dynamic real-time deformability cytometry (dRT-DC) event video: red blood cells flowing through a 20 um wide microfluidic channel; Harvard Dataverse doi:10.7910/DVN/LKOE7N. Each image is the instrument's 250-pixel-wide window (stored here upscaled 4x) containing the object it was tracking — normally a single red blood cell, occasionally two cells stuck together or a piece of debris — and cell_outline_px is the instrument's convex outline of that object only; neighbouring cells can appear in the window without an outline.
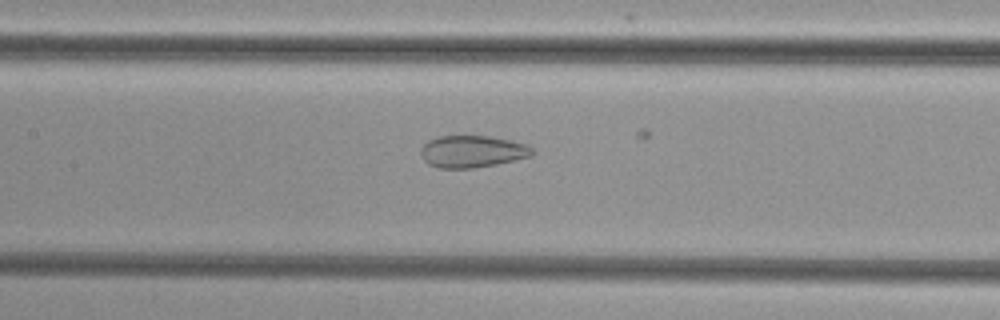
{"species": "common noctule bat (a hibernating species)", "species_latin": "Nyctalus noctula", "temperature_condition": "cold", "stored_images_in_passage": 31, "camera_frame_rate_fps": 3000, "um_per_image_px": 0.085, "animal": {"sex": "female", "body_mass_g": 29.2, "forearm_length_mm": 56.3}, "frame": {"image": 1, "passage_image": 19, "time_ms": 6.0, "image_size_px": [1000, 320], "cell_outline_px": [[536, 152], [532, 156], [496, 164], [472, 168], [440, 168], [428, 164], [424, 160], [420, 152], [420, 148], [428, 140], [440, 136], [492, 136], [512, 140], [528, 144]], "centroid_in_image_um": [40.17, 12.87], "position_along_channel_um": 167.2, "area_um2": 20.98}}
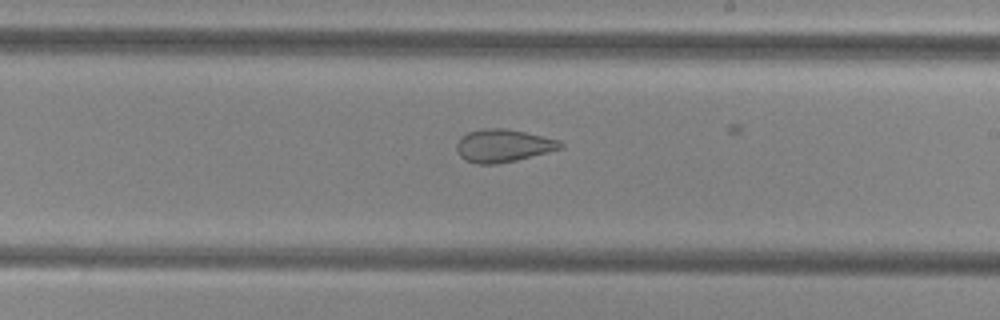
{"frame": {"image": 2, "passage_image": 25, "time_ms": 8.0, "image_size_px": [1000, 320], "cell_outline_px": [[564, 148], [516, 160], [496, 164], [476, 164], [464, 160], [460, 156], [456, 148], [456, 144], [460, 136], [468, 132], [480, 128], [504, 128], [524, 132], [560, 140], [564, 144]], "centroid_in_image_um": [42.75, 12.38], "position_along_channel_um": 246.3, "area_um2": 20.0}}
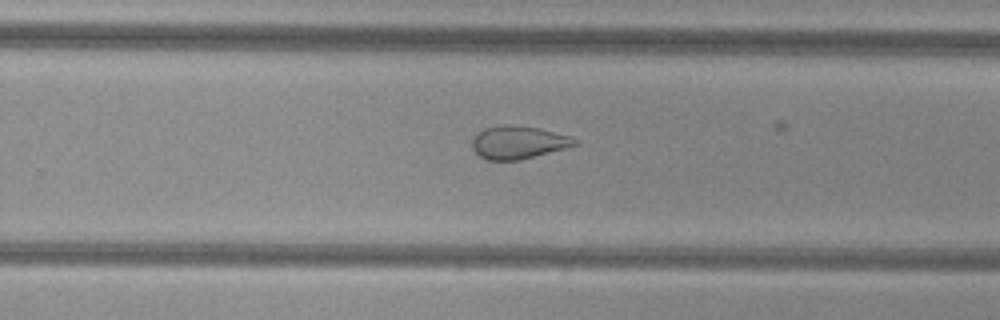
{"frame": {"image": 3, "passage_image": 28, "time_ms": 9.0, "image_size_px": [1000, 320], "cell_outline_px": [[580, 144], [520, 160], [488, 160], [480, 156], [472, 148], [472, 140], [484, 128], [504, 124], [508, 124], [540, 128], [572, 136], [580, 140]], "centroid_in_image_um": [44.11, 12.09], "position_along_channel_um": 285.7, "area_um2": 19.77}}